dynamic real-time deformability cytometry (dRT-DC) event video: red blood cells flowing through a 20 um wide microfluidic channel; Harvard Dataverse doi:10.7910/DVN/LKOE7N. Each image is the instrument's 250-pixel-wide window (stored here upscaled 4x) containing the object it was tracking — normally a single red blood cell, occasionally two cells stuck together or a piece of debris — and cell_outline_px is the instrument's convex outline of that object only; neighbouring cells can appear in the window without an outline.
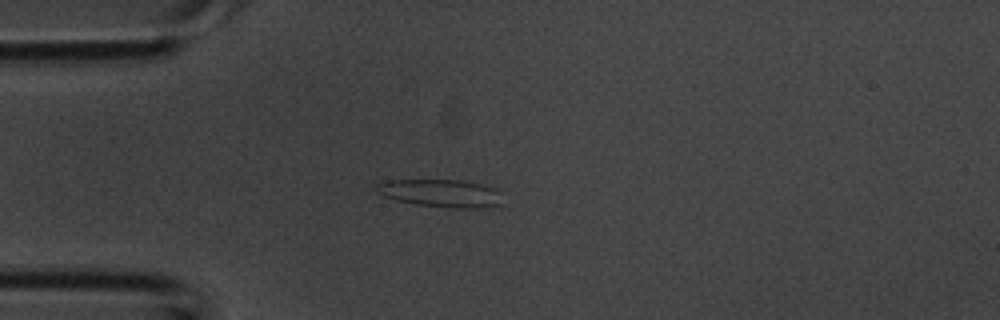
{"species": "common noctule bat (a hibernating species)", "species_latin": "Nyctalus noctula", "temperature_condition": "room temperature", "stored_images_in_passage": 2, "camera_frame_rate_fps": 3000, "um_per_image_px": 0.085, "animal": {"sex": "male", "body_mass_g": 20.1, "forearm_length_mm": 53.5}, "frame": {"image": 1, "passage_image": 2, "time_ms": 0.333, "image_size_px": [1000, 320], "cell_outline_px": [[504, 204], [484, 208], [448, 208], [416, 204], [396, 200], [384, 196], [376, 192], [372, 188], [376, 184], [388, 180], [460, 180], [484, 184], [504, 192]], "centroid_in_image_um": [37.56, 16.43], "position_along_channel_um": 47.4, "area_um2": 21.04}}